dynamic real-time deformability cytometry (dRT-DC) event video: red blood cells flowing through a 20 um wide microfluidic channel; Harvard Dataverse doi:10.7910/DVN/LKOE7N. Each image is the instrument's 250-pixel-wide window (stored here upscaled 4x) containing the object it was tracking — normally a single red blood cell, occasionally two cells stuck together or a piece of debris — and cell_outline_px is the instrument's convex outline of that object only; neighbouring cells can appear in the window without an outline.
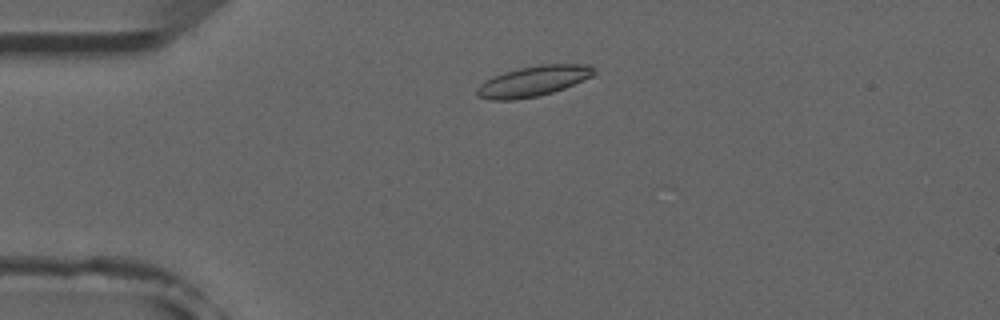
{"species": "common noctule bat (a hibernating species)", "species_latin": "Nyctalus noctula", "temperature_condition": "room temperature", "stored_images_in_passage": 5, "camera_frame_rate_fps": 3000, "um_per_image_px": 0.085, "animal": {"sex": "male", "forearm_length_mm": 52.5}, "frame": {"image": 1, "passage_image": 3, "time_ms": 2.333, "image_size_px": [1000, 320], "cell_outline_px": [[596, 72], [592, 76], [564, 88], [552, 92], [536, 96], [516, 100], [488, 100], [476, 96], [476, 88], [484, 80], [492, 76], [504, 72], [520, 68], [540, 64], [588, 64], [596, 68]], "centroid_in_image_um": [45.29, 6.9], "position_along_channel_um": 39.7, "area_um2": 20.87}}